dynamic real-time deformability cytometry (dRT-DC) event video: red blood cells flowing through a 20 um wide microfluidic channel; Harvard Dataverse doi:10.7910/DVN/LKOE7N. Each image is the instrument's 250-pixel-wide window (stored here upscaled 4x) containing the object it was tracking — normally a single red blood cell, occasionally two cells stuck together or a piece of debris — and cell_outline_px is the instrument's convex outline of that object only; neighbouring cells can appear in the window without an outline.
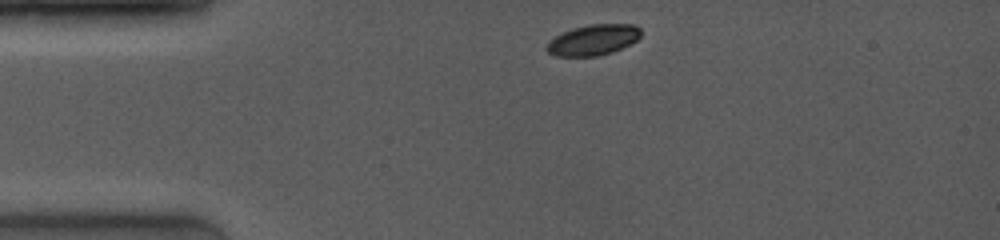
{"species": "common noctule bat (a hibernating species)", "species_latin": "Nyctalus noctula", "temperature_condition": "room temperature", "stored_images_in_passage": 45, "camera_frame_rate_fps": 4000, "um_per_image_px": 0.085, "animal": {"sex": "female", "body_mass_g": 19.0, "forearm_length_mm": 53.3}, "frame": {"image": 1, "passage_image": 1, "time_ms": 0.0, "image_size_px": [1000, 240], "cell_outline_px": [[640, 36], [636, 40], [612, 52], [596, 56], [556, 56], [548, 52], [544, 48], [548, 40], [572, 28], [592, 24], [636, 24], [640, 28]], "centroid_in_image_um": [50.39, 3.39], "position_along_channel_um": 34.6, "area_um2": 16.76}}
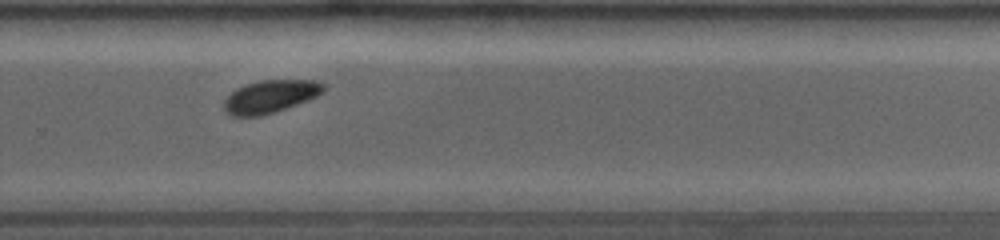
{"frame": {"image": 2, "passage_image": 27, "time_ms": 7.75, "image_size_px": [1000, 240], "cell_outline_px": [[324, 92], [308, 100], [260, 116], [232, 116], [224, 112], [224, 100], [236, 88], [260, 80], [320, 80], [324, 84]], "centroid_in_image_um": [22.97, 8.19], "position_along_channel_um": 306.8, "area_um2": 18.84}}
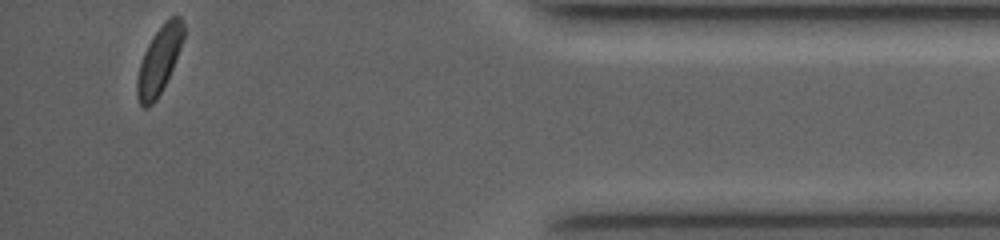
{"frame": {"image": 3, "passage_image": 45, "time_ms": 11.5, "image_size_px": [1000, 240], "cell_outline_px": [[184, 36], [172, 68], [156, 100], [148, 108], [144, 108], [140, 104], [136, 96], [136, 76], [144, 52], [152, 36], [164, 20], [168, 16], [180, 16], [184, 24]], "centroid_in_image_um": [13.5, 5.1], "position_along_channel_um": 421.7, "area_um2": 18.15}, "authors_computed_cell_mechanics": {"area_um2": 19.1896, "velocity_mm_per_s": 4.0469, "shape_relaxation_time_tau1_ms": 6.7312, "shape_relaxation_time_tau2_ms": 4.4913, "deformation_change_tau1": 0.1965, "deformation_change_tau2": 0.0653}}